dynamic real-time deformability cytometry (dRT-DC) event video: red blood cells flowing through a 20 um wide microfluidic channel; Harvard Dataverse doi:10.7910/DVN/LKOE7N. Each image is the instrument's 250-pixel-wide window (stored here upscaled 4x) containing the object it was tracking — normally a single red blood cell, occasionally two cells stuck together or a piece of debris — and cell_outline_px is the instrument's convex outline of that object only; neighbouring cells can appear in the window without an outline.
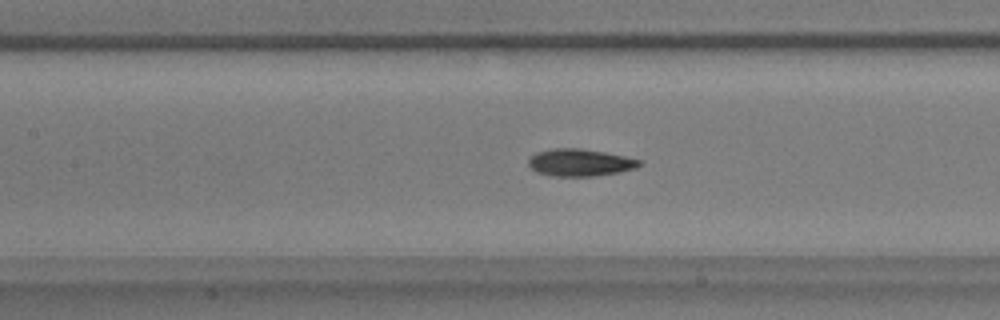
{"species": "common noctule bat (a hibernating species)", "species_latin": "Nyctalus noctula", "temperature_condition": "warm", "stored_images_in_passage": 49, "camera_frame_rate_fps": 3000, "um_per_image_px": 0.085, "animal": {"sex": "male", "body_mass_g": 17.9}, "frame": {"image": 1, "passage_image": 17, "time_ms": 5.333, "image_size_px": [1000, 320], "cell_outline_px": [[644, 164], [636, 168], [620, 172], [592, 176], [552, 176], [536, 172], [528, 164], [528, 160], [536, 152], [552, 148], [580, 148], [604, 152], [644, 160]], "centroid_in_image_um": [49.34, 13.81], "position_along_channel_um": 158.1, "area_um2": 17.74}}
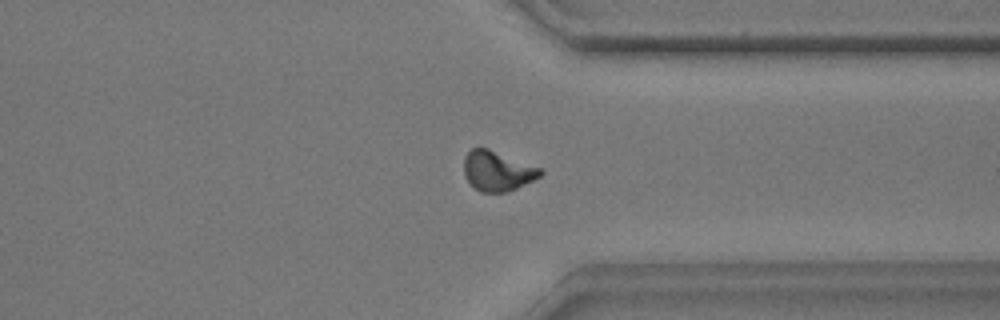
{"frame": {"image": 2, "passage_image": 35, "time_ms": 11.333, "image_size_px": [1000, 320], "cell_outline_px": [[544, 172], [540, 176], [508, 192], [480, 192], [464, 176], [464, 156], [472, 148], [488, 148], [540, 168]], "centroid_in_image_um": [42.26, 14.53], "position_along_channel_um": 369.1, "area_um2": 17.51}}
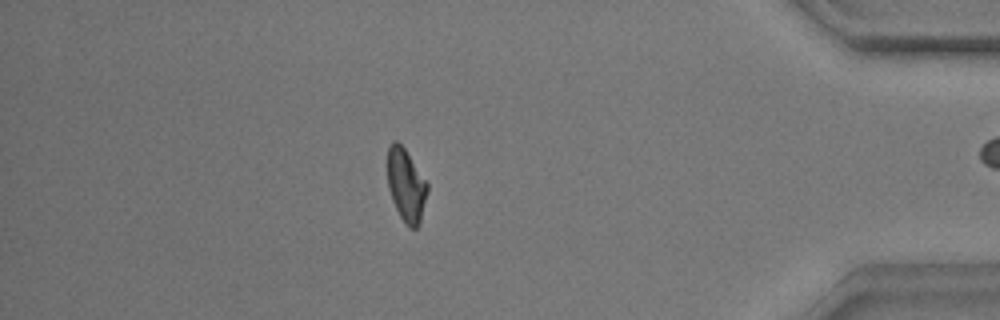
{"frame": {"image": 3, "passage_image": 41, "time_ms": 13.333, "image_size_px": [1000, 320], "cell_outline_px": [[428, 192], [420, 224], [416, 228], [408, 228], [404, 224], [392, 200], [388, 188], [388, 148], [392, 140], [396, 140], [404, 148], [428, 184]], "centroid_in_image_um": [34.52, 15.78], "position_along_channel_um": 400.7, "area_um2": 16.94}, "authors_computed_cell_mechanics": {"area_um2": 17.3978, "velocity_mm_per_s": 3.543, "shape_relaxation_time_tau1_ms": 3.7358, "shape_relaxation_time_tau2_ms": 1.6799, "deformation_change_tau1": 0.1595, "deformation_change_tau2": 0.0663}}